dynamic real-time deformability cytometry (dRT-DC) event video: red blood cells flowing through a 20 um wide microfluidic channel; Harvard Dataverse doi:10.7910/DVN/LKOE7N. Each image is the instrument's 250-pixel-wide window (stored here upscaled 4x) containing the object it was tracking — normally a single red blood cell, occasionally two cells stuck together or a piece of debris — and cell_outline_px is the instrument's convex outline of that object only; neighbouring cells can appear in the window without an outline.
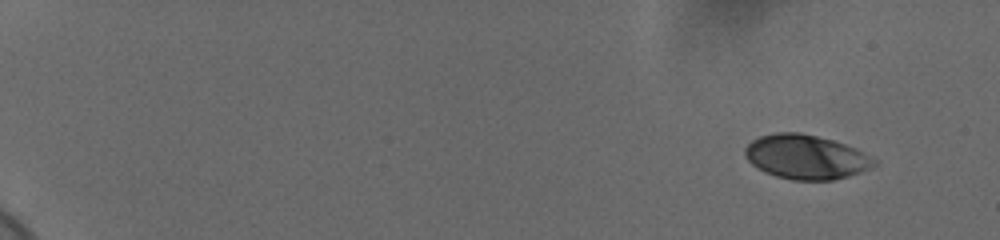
{"species": "human", "species_latin": "Homo sapiens", "temperature_condition": "cold", "stored_images_in_passage": 55, "camera_frame_rate_fps": 3000, "um_per_image_px": 0.085, "donor": {"sex": "female"}, "frame": {"image": 1, "passage_image": 1, "time_ms": 0.0, "image_size_px": [1000, 240], "cell_outline_px": [[880, 164], [872, 168], [848, 176], [832, 180], [792, 180], [776, 176], [764, 172], [752, 164], [744, 156], [744, 148], [752, 140], [760, 136], [776, 132], [800, 132], [832, 140], [856, 148], [880, 160]], "centroid_in_image_um": [68.54, 13.34], "position_along_channel_um": 16.5, "area_um2": 33.7}}
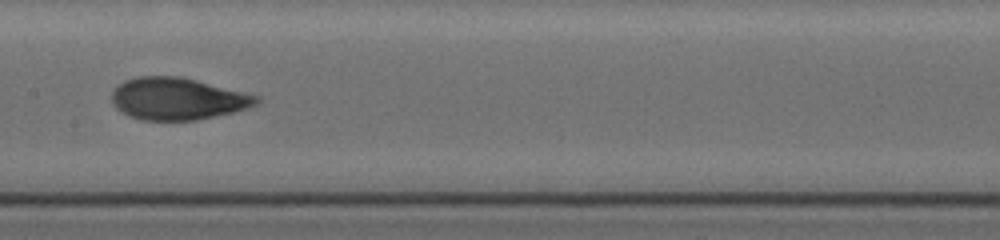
{"frame": {"image": 2, "passage_image": 30, "time_ms": 9.667, "image_size_px": [1000, 240], "cell_outline_px": [[260, 104], [236, 112], [196, 120], [140, 120], [116, 108], [112, 104], [112, 92], [124, 80], [140, 76], [180, 76], [260, 96]], "centroid_in_image_um": [15.14, 8.4], "position_along_channel_um": 192.3, "area_um2": 35.49}}
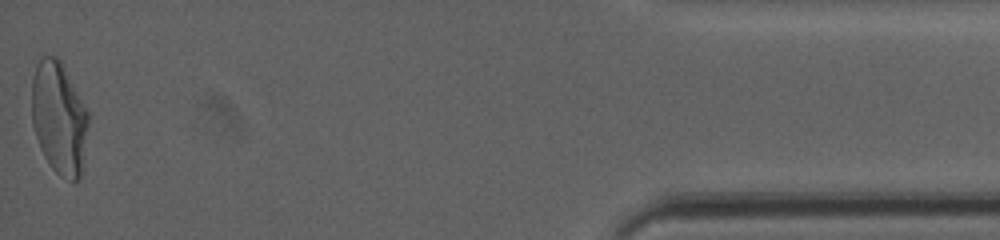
{"frame": {"image": 3, "passage_image": 55, "time_ms": 18.0, "image_size_px": [1000, 240], "cell_outline_px": [[88, 124], [80, 176], [76, 180], [72, 180], [60, 176], [52, 168], [44, 156], [40, 148], [32, 124], [32, 80], [36, 64], [44, 56], [56, 56], [60, 60], [88, 112]], "centroid_in_image_um": [4.99, 10.02], "position_along_channel_um": 430.2, "area_um2": 36.53}, "authors_computed_cell_mechanics": {"area_um2": 35.1424, "velocity_mm_per_s": 3.6753, "shape_relaxation_time_tau1_ms": 6.374, "shape_relaxation_time_tau2_ms": 0.8618, "deformation_change_tau1": 0.1987, "deformation_change_tau2": 0.0584}}